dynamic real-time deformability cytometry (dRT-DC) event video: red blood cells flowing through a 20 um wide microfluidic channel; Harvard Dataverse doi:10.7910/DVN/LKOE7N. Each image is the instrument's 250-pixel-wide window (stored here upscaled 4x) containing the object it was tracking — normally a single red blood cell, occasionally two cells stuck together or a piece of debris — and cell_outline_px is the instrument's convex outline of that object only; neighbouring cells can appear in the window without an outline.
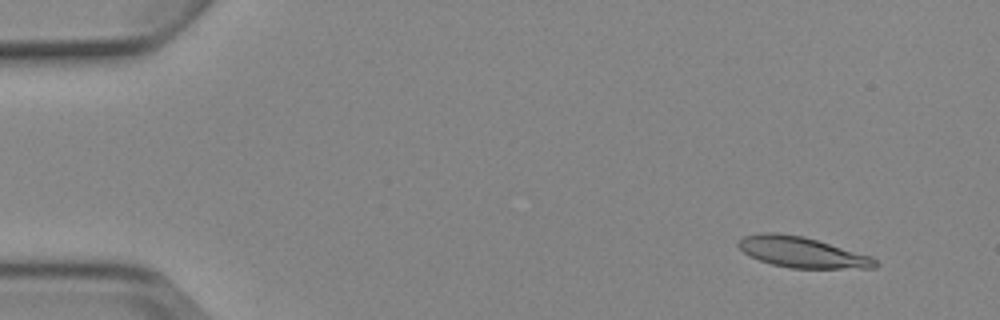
{"species": "Egyptian fruit bat (a non-hibernating species)", "species_latin": "Rousettus aegyptiacus", "temperature_condition": "cold", "stored_images_in_passage": 4, "camera_frame_rate_fps": 3000, "um_per_image_px": 0.085, "animal": {"sex": "female"}, "frame": {"image": 1, "passage_image": 1, "time_ms": 0.0, "image_size_px": [1000, 320], "cell_outline_px": [[880, 264], [876, 268], [792, 268], [772, 264], [760, 260], [744, 252], [736, 244], [744, 236], [764, 232], [776, 232], [804, 236], [872, 256]], "centroid_in_image_um": [68.21, 21.43], "position_along_channel_um": 16.8, "area_um2": 24.39}}
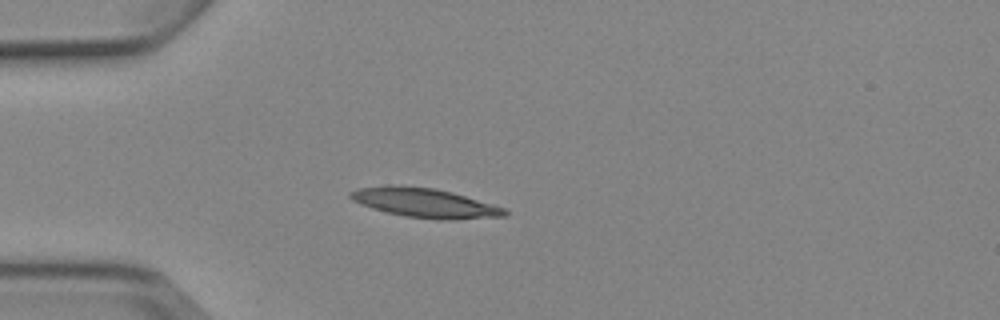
{"frame": {"image": 2, "passage_image": 4, "time_ms": 3.333, "image_size_px": [1000, 320], "cell_outline_px": [[508, 216], [456, 220], [440, 220], [404, 216], [372, 208], [360, 204], [352, 200], [348, 196], [348, 192], [356, 188], [388, 184], [400, 184], [436, 188], [452, 192], [492, 204], [504, 208], [508, 212]], "centroid_in_image_um": [36.07, 17.23], "position_along_channel_um": 48.9, "area_um2": 26.88}}